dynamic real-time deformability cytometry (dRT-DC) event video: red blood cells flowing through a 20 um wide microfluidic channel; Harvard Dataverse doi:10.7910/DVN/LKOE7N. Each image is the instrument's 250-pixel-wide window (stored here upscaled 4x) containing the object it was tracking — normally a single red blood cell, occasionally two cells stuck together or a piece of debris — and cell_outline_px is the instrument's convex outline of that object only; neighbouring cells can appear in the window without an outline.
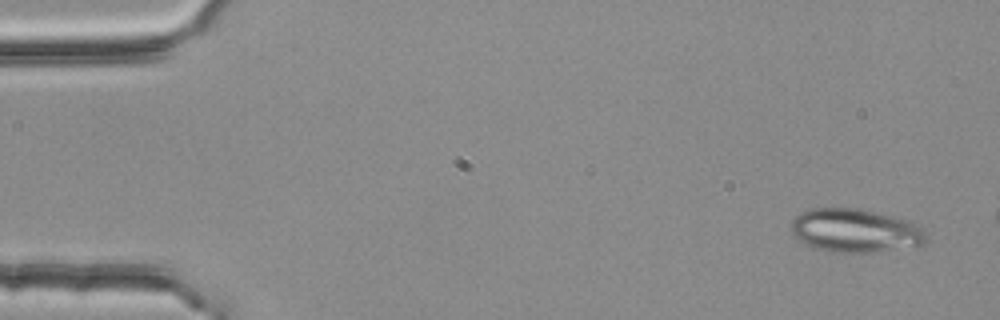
{"species": "common noctule bat (a hibernating species)", "species_latin": "Nyctalus noctula", "temperature_condition": "room temperature", "stored_images_in_passage": 4, "camera_frame_rate_fps": 3000, "um_per_image_px": 0.085, "animal": {"sex": "female", "body_mass_g": 25.1}, "frame": {"image": 1, "passage_image": 1, "time_ms": 0.0, "image_size_px": [1000, 320], "cell_outline_px": [[928, 240], [924, 244], [876, 252], [832, 252], [812, 248], [804, 244], [792, 232], [792, 220], [800, 212], [812, 208], [860, 208], [880, 212], [908, 220], [920, 228], [928, 236]], "centroid_in_image_um": [72.69, 19.59], "position_along_channel_um": 12.3, "area_um2": 34.39}}